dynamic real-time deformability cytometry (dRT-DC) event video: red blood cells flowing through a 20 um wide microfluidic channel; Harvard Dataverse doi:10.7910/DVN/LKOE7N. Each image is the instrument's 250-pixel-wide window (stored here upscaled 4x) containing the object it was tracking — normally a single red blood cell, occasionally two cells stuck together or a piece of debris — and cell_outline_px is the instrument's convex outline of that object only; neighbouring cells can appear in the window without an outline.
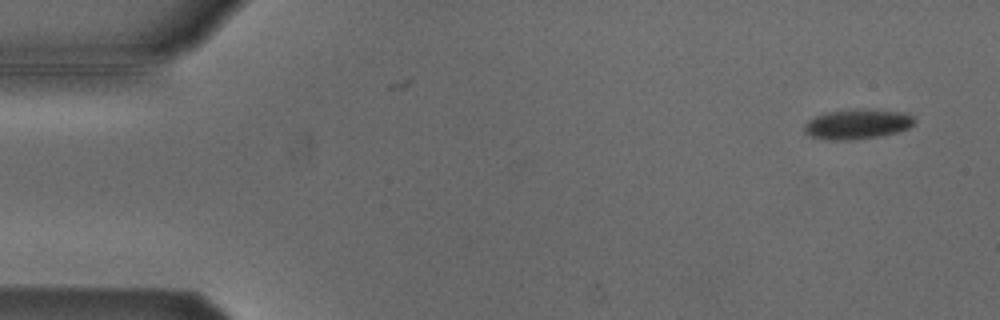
{"species": "Egyptian fruit bat (a non-hibernating species)", "species_latin": "Rousettus aegyptiacus", "temperature_condition": "cold", "stored_images_in_passage": 4, "camera_frame_rate_fps": 3000, "um_per_image_px": 0.085, "animal": {"sex": "male"}, "frame": {"image": 1, "passage_image": 2, "time_ms": 0.333, "image_size_px": [1000, 320], "cell_outline_px": [[916, 120], [908, 128], [896, 132], [876, 136], [852, 140], [832, 140], [812, 136], [804, 132], [804, 124], [808, 120], [824, 112], [856, 108], [904, 112], [912, 116]], "centroid_in_image_um": [72.84, 10.53], "position_along_channel_um": 12.2, "area_um2": 19.13}}